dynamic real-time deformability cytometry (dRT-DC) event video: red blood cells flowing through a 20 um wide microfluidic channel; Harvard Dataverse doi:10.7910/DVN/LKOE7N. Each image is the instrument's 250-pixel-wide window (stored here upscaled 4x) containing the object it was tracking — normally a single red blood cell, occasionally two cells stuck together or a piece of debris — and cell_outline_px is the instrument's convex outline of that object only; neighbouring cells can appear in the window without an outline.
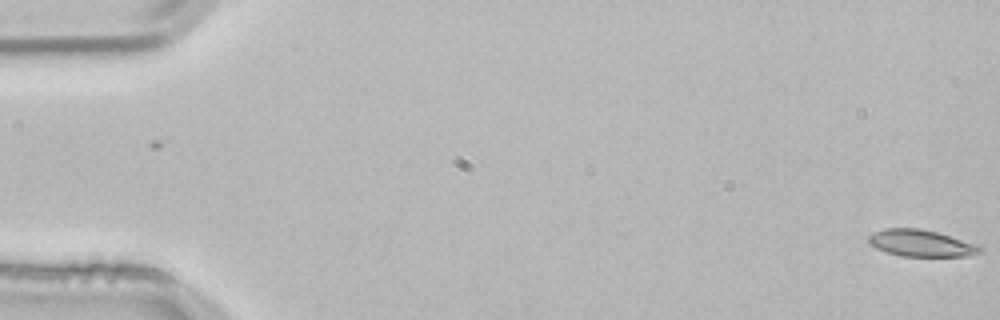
{"species": "common noctule bat (a hibernating species)", "species_latin": "Nyctalus noctula", "temperature_condition": "room temperature", "stored_images_in_passage": 54, "camera_frame_rate_fps": 3000, "um_per_image_px": 0.085, "animal": {"sex": "male", "body_mass_g": 21.5, "forearm_length_mm": 52.0}, "frame": {"image": 1, "passage_image": 1, "time_ms": 0.0, "image_size_px": [1000, 320], "cell_outline_px": [[984, 252], [968, 256], [900, 256], [884, 252], [868, 244], [868, 236], [872, 232], [884, 228], [920, 228], [936, 232], [980, 244], [984, 248]], "centroid_in_image_um": [78.31, 20.67], "position_along_channel_um": 6.7, "area_um2": 17.8}}
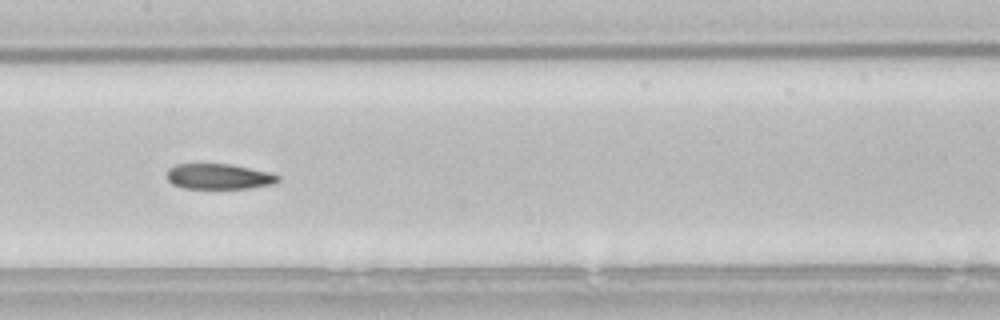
{"frame": {"image": 2, "passage_image": 27, "time_ms": 8.667, "image_size_px": [1000, 320], "cell_outline_px": [[280, 180], [276, 184], [248, 188], [184, 188], [172, 184], [168, 180], [168, 168], [176, 164], [228, 164], [272, 172], [280, 176]], "centroid_in_image_um": [18.65, 15.0], "position_along_channel_um": 188.7, "area_um2": 16.53}}
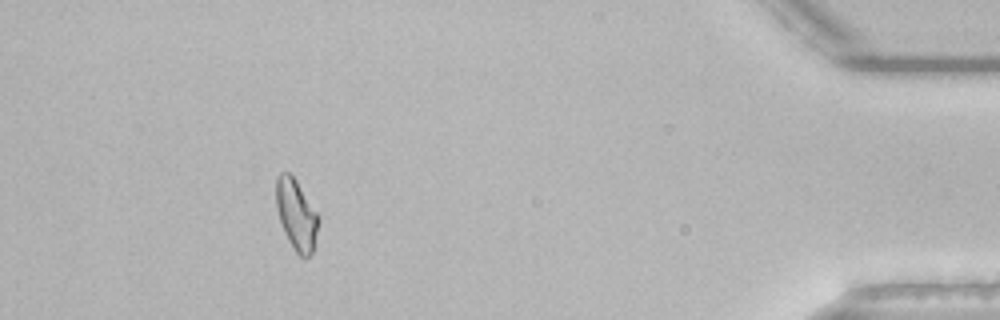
{"frame": {"image": 3, "passage_image": 49, "time_ms": 16.0, "image_size_px": [1000, 320], "cell_outline_px": [[316, 232], [312, 252], [304, 260], [296, 252], [288, 240], [284, 232], [276, 208], [276, 176], [280, 172], [288, 172], [296, 180], [316, 212]], "centroid_in_image_um": [25.13, 18.23], "position_along_channel_um": 410.1, "area_um2": 16.88}, "authors_computed_cell_mechanics": {"area_um2": 17.5134, "velocity_mm_per_s": 3.8318, "shape_relaxation_time_tau1_ms": null, "shape_relaxation_time_tau2_ms": 6.697, "deformation_change_tau1": null, "deformation_change_tau2": 0.1532}}